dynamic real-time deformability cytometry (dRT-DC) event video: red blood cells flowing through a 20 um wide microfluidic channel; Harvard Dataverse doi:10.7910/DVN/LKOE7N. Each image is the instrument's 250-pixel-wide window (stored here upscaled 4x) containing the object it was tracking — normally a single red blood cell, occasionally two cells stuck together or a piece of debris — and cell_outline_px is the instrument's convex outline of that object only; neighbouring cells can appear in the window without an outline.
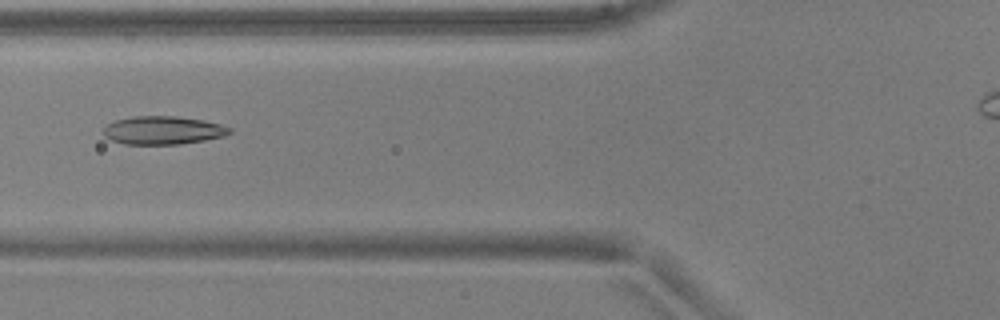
{"species": "common noctule bat (a hibernating species)", "species_latin": "Nyctalus noctula", "temperature_condition": "warm", "stored_images_in_passage": 33, "camera_frame_rate_fps": 3000, "um_per_image_px": 0.085, "animal": {"sex": "male", "body_mass_g": 17.9, "forearm_length_mm": 54.2}, "frame": {"image": 1, "passage_image": 11, "time_ms": 3.333, "image_size_px": [1000, 320], "cell_outline_px": [[232, 132], [224, 136], [204, 140], [180, 144], [124, 144], [112, 140], [104, 136], [100, 132], [108, 124], [116, 120], [132, 116], [176, 116], [204, 120], [220, 124], [232, 128]], "centroid_in_image_um": [13.84, 11.07], "position_along_channel_um": 112.0, "area_um2": 20.87}}
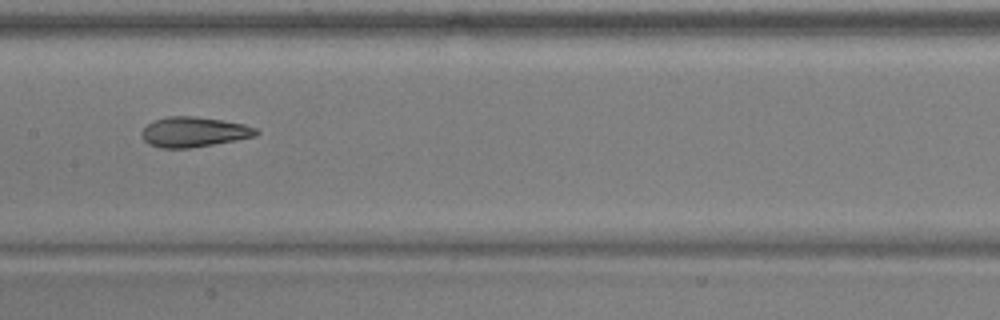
{"frame": {"image": 2, "passage_image": 17, "time_ms": 5.333, "image_size_px": [1000, 320], "cell_outline_px": [[260, 132], [256, 136], [236, 140], [188, 148], [160, 148], [148, 144], [144, 140], [140, 132], [148, 124], [156, 120], [168, 116], [192, 116], [220, 120], [244, 124], [256, 128]], "centroid_in_image_um": [16.47, 11.22], "position_along_channel_um": 190.9, "area_um2": 19.88}}
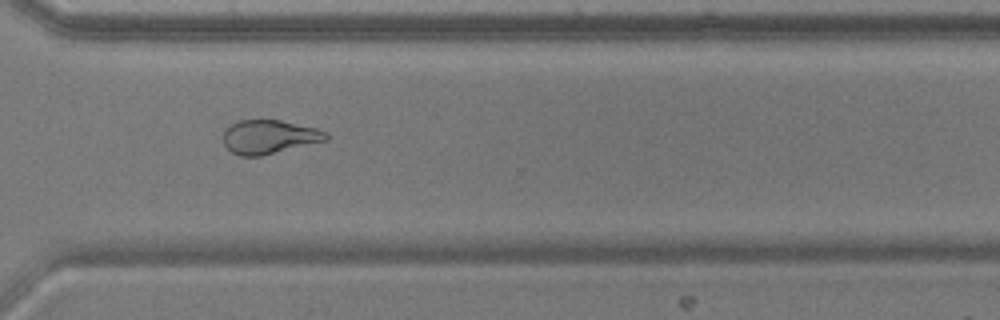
{"frame": {"image": 3, "passage_image": 29, "time_ms": 9.333, "image_size_px": [1000, 320], "cell_outline_px": [[328, 140], [260, 156], [240, 156], [232, 152], [224, 144], [224, 128], [240, 120], [280, 120], [316, 128], [328, 132]], "centroid_in_image_um": [22.89, 11.63], "position_along_channel_um": 347.7, "area_um2": 20.17}, "authors_computed_cell_mechanics": {"area_um2": 20.1722, "velocity_mm_per_s": 3.9273, "shape_relaxation_time_tau1_ms": null, "shape_relaxation_time_tau2_ms": 2.3668, "deformation_change_tau1": null, "deformation_change_tau2": 0.0812}}